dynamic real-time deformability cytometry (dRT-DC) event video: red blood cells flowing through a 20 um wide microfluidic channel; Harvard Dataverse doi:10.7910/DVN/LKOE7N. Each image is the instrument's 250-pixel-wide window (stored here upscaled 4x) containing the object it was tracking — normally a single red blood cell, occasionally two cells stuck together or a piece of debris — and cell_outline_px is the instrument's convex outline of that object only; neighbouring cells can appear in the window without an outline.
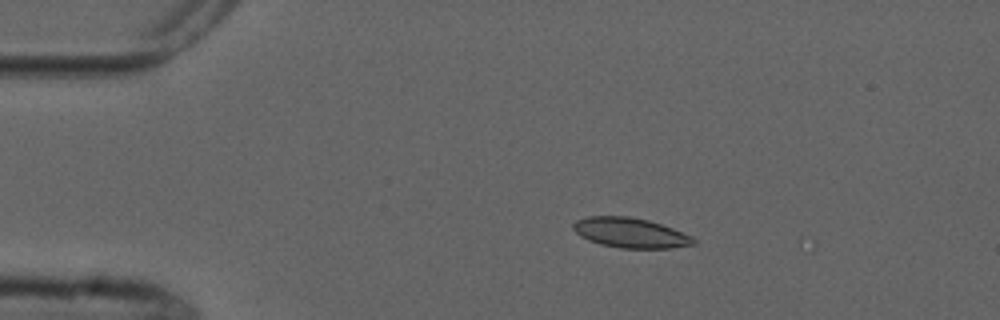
{"species": "common noctule bat (a hibernating species)", "species_latin": "Nyctalus noctula", "temperature_condition": "cold", "stored_images_in_passage": 7, "camera_frame_rate_fps": 3000, "um_per_image_px": 0.085, "animal": {"sex": "male", "forearm_length_mm": 52.5}, "frame": {"image": 1, "passage_image": 1, "time_ms": 0.0, "image_size_px": [1000, 320], "cell_outline_px": [[696, 244], [672, 248], [620, 248], [600, 244], [588, 240], [580, 236], [572, 228], [572, 224], [576, 220], [588, 216], [628, 216], [648, 220], [672, 228], [692, 236], [696, 240]], "centroid_in_image_um": [53.57, 19.79], "position_along_channel_um": 31.4, "area_um2": 21.04}}
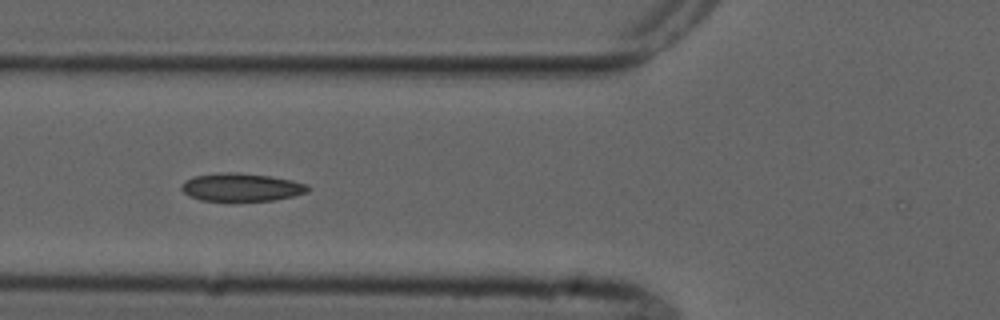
{"frame": {"image": 2, "passage_image": 4, "time_ms": 3.333, "image_size_px": [1000, 320], "cell_outline_px": [[312, 188], [308, 192], [276, 200], [200, 200], [184, 192], [180, 188], [180, 184], [192, 176], [224, 172], [236, 172], [272, 176], [292, 180], [308, 184]], "centroid_in_image_um": [20.55, 15.9], "position_along_channel_um": 105.2, "area_um2": 20.63}}
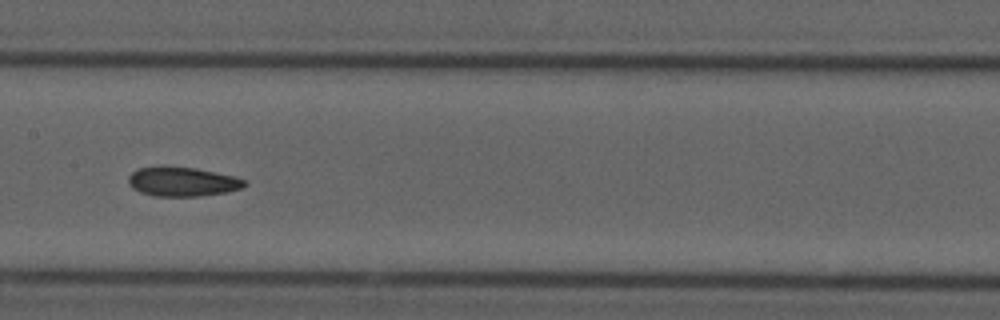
{"frame": {"image": 3, "passage_image": 6, "time_ms": 5.667, "image_size_px": [1000, 320], "cell_outline_px": [[248, 184], [240, 188], [228, 192], [200, 196], [152, 196], [140, 192], [132, 188], [128, 184], [128, 176], [136, 168], [196, 168], [232, 176], [248, 180]], "centroid_in_image_um": [15.51, 15.47], "position_along_channel_um": 191.9, "area_um2": 19.54}}